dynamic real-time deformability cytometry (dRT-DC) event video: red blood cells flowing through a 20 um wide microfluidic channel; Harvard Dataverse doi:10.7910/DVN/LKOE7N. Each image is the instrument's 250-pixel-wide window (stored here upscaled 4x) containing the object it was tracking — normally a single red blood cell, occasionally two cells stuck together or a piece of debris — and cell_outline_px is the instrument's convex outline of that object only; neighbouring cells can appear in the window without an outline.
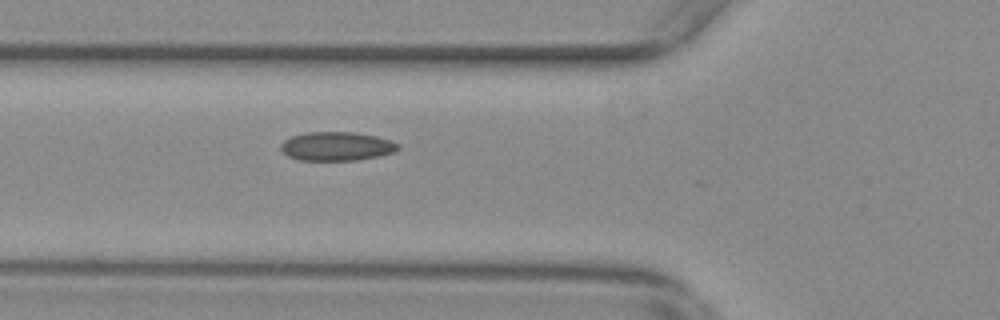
{"species": "common noctule bat (a hibernating species)", "species_latin": "Nyctalus noctula", "temperature_condition": "warm", "stored_images_in_passage": 34, "camera_frame_rate_fps": 3000, "um_per_image_px": 0.085, "animal": {"sex": "female", "body_mass_g": 29.2, "forearm_length_mm": 56.3}, "frame": {"image": 1, "passage_image": 21, "time_ms": 6.667, "image_size_px": [1000, 320], "cell_outline_px": [[400, 148], [396, 152], [356, 160], [300, 160], [288, 156], [280, 148], [280, 144], [284, 140], [292, 136], [304, 132], [352, 132], [376, 136], [392, 140], [400, 144]], "centroid_in_image_um": [28.63, 12.42], "position_along_channel_um": 97.2, "area_um2": 19.77}}
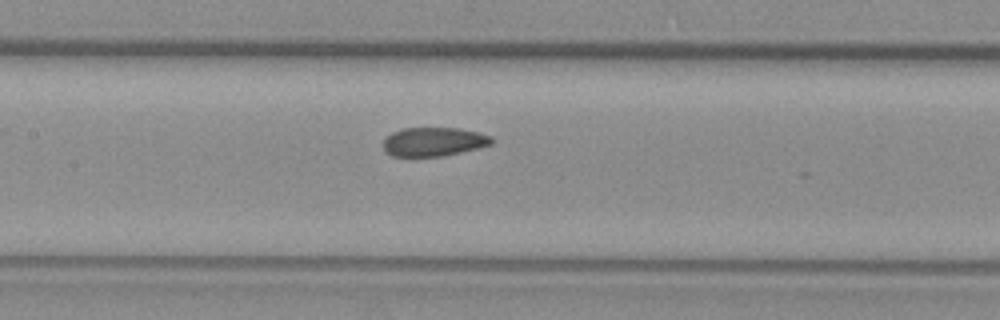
{"frame": {"image": 2, "passage_image": 27, "time_ms": 8.667, "image_size_px": [1000, 320], "cell_outline_px": [[492, 144], [460, 152], [440, 156], [392, 156], [384, 148], [384, 140], [392, 132], [400, 128], [460, 128], [480, 132], [492, 136]], "centroid_in_image_um": [36.88, 12.03], "position_along_channel_um": 170.5, "area_um2": 18.09}}
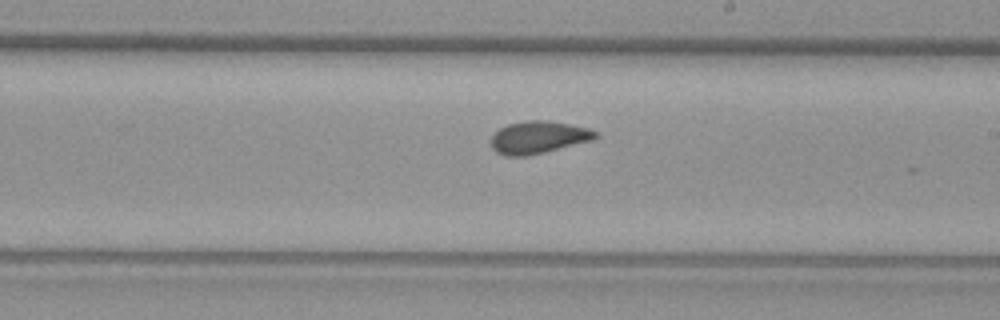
{"frame": {"image": 3, "passage_image": 33, "time_ms": 10.667, "image_size_px": [1000, 320], "cell_outline_px": [[596, 136], [592, 140], [544, 152], [524, 156], [504, 156], [496, 152], [492, 148], [492, 136], [500, 128], [508, 124], [524, 120], [544, 120], [568, 124], [588, 128], [596, 132]], "centroid_in_image_um": [45.72, 11.67], "position_along_channel_um": 243.3, "area_um2": 19.42}}